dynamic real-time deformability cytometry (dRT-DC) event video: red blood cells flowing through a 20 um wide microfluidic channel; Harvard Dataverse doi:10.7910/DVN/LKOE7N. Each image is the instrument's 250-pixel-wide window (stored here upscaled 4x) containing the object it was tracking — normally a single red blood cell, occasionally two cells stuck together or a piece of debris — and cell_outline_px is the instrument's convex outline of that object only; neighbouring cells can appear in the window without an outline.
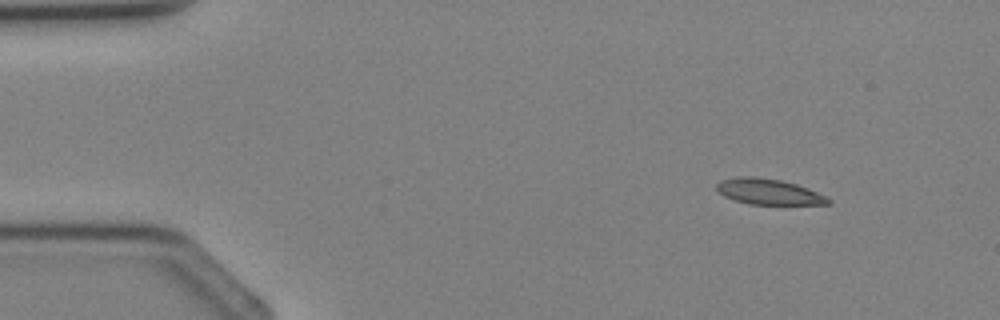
{"species": "Egyptian fruit bat (a non-hibernating species)", "species_latin": "Rousettus aegyptiacus", "temperature_condition": "cold", "stored_images_in_passage": 2, "camera_frame_rate_fps": 3000, "um_per_image_px": 0.085, "animal": {"sex": "female"}, "frame": {"image": 1, "passage_image": 1, "time_ms": 0.0, "image_size_px": [1000, 320], "cell_outline_px": [[832, 204], [748, 204], [724, 196], [716, 188], [716, 184], [720, 180], [736, 176], [756, 176], [780, 180], [796, 184], [808, 188], [832, 200]], "centroid_in_image_um": [65.31, 16.28], "position_along_channel_um": 19.7, "area_um2": 16.65}}
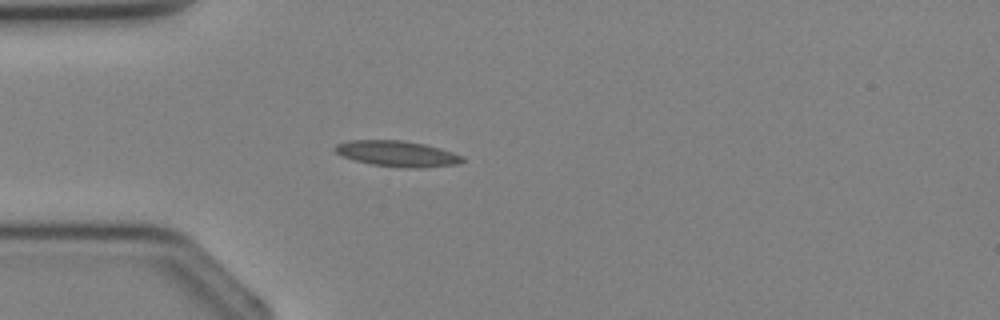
{"frame": {"image": 2, "passage_image": 2, "time_ms": 2.0, "image_size_px": [1000, 320], "cell_outline_px": [[464, 160], [456, 164], [420, 168], [408, 168], [372, 164], [356, 160], [344, 156], [336, 152], [332, 148], [336, 144], [348, 140], [400, 140], [424, 144], [440, 148], [464, 156]], "centroid_in_image_um": [33.76, 13.05], "position_along_channel_um": 51.2, "area_um2": 18.96}}